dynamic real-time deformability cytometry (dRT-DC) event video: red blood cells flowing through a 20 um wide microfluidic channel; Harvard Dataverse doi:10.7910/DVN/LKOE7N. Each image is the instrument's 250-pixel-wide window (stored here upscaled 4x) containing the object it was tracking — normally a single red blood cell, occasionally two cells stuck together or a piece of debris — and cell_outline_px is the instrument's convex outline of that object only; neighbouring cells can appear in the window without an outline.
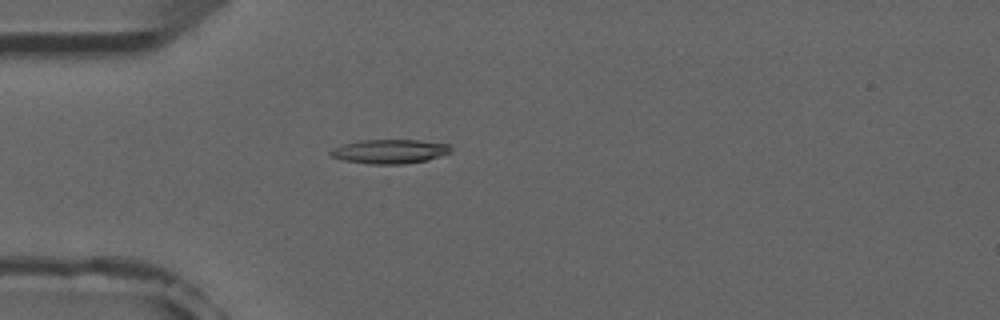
{"species": "common noctule bat (a hibernating species)", "species_latin": "Nyctalus noctula", "temperature_condition": "room temperature", "stored_images_in_passage": 1, "camera_frame_rate_fps": 3000, "um_per_image_px": 0.085, "animal": {"sex": "male", "forearm_length_mm": 52.5}, "frame": {"image": 1, "passage_image": 1, "time_ms": 0.0, "image_size_px": [1000, 320], "cell_outline_px": [[452, 152], [428, 160], [404, 164], [372, 164], [344, 160], [332, 156], [328, 152], [332, 148], [344, 144], [360, 140], [420, 140], [448, 144], [452, 148]], "centroid_in_image_um": [33.16, 12.87], "position_along_channel_um": 51.8, "area_um2": 16.94}}